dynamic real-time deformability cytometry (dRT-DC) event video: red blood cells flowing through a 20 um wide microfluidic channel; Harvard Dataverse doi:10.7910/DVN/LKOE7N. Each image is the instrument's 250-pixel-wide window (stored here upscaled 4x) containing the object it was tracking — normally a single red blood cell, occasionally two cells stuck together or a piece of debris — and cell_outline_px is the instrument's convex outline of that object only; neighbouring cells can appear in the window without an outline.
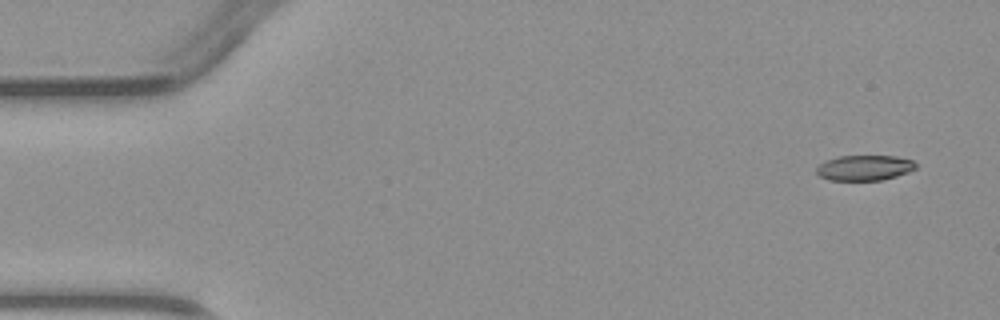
{"species": "common noctule bat (a hibernating species)", "species_latin": "Nyctalus noctula", "temperature_condition": "warm", "stored_images_in_passage": 3, "camera_frame_rate_fps": 3000, "um_per_image_px": 0.085, "animal": {"sex": "male", "body_mass_g": 23.1, "forearm_length_mm": 52.7}, "frame": {"image": 1, "passage_image": 1, "time_ms": 0.0, "image_size_px": [1000, 320], "cell_outline_px": [[916, 168], [908, 172], [896, 176], [880, 180], [828, 180], [820, 176], [816, 172], [816, 168], [824, 160], [840, 156], [896, 156], [912, 160], [916, 164]], "centroid_in_image_um": [73.46, 14.26], "position_along_channel_um": 11.5, "area_um2": 14.62}}
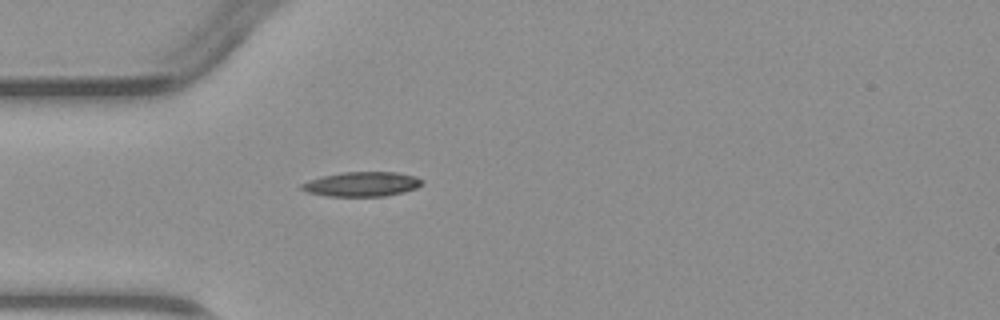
{"frame": {"image": 2, "passage_image": 3, "time_ms": 3.667, "image_size_px": [1000, 320], "cell_outline_px": [[424, 184], [416, 188], [404, 192], [384, 196], [328, 196], [308, 192], [300, 188], [300, 184], [308, 180], [324, 176], [344, 172], [396, 172], [416, 176], [424, 180]], "centroid_in_image_um": [30.8, 15.65], "position_along_channel_um": 54.2, "area_um2": 17.28}}